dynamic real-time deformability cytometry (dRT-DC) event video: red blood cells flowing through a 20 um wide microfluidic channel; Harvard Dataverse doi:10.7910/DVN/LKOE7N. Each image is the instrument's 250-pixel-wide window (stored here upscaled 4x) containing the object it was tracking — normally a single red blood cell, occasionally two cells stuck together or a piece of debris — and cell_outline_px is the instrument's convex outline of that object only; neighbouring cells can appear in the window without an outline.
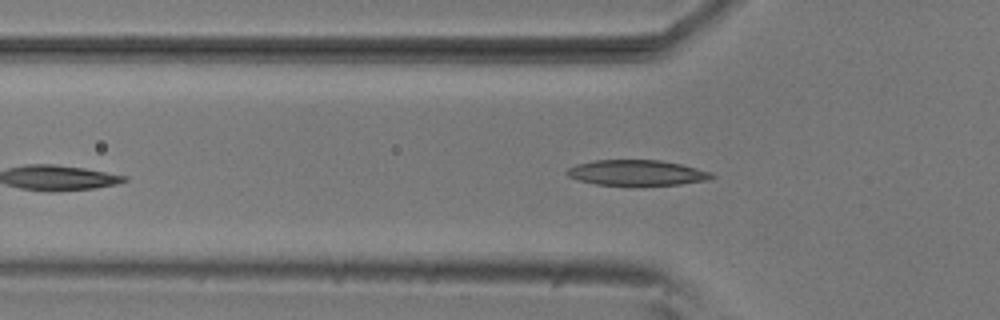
{"species": "common noctule bat (a hibernating species)", "species_latin": "Nyctalus noctula", "temperature_condition": "room temperature", "stored_images_in_passage": 37, "camera_frame_rate_fps": 3000, "um_per_image_px": 0.085, "animal": {"sex": "male", "body_mass_g": 20.5, "forearm_length_mm": 52.5}, "frame": {"image": 1, "passage_image": 8, "time_ms": 2.333, "image_size_px": [1000, 320], "cell_outline_px": [[716, 176], [708, 180], [680, 184], [596, 184], [580, 180], [568, 176], [564, 172], [568, 168], [576, 164], [596, 160], [660, 160], [680, 164], [712, 172]], "centroid_in_image_um": [54.13, 14.66], "position_along_channel_um": 71.7, "area_um2": 21.1}}
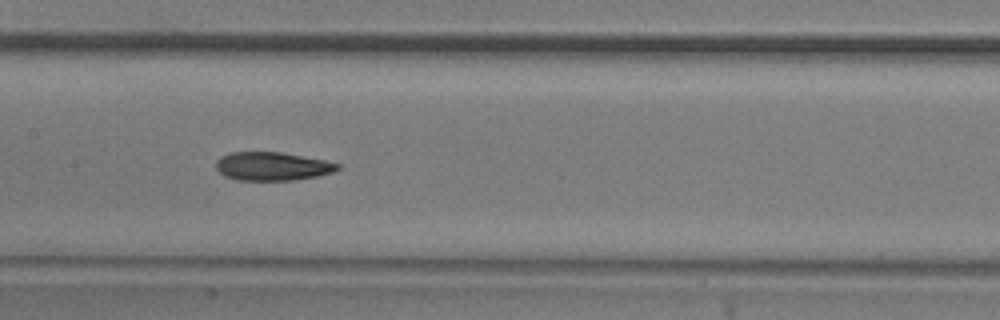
{"frame": {"image": 2, "passage_image": 17, "time_ms": 5.333, "image_size_px": [1000, 320], "cell_outline_px": [[340, 168], [332, 172], [320, 176], [292, 180], [236, 180], [224, 176], [216, 168], [216, 160], [220, 156], [232, 152], [280, 152], [324, 160], [340, 164]], "centroid_in_image_um": [23.13, 14.14], "position_along_channel_um": 184.3, "area_um2": 20.17}}
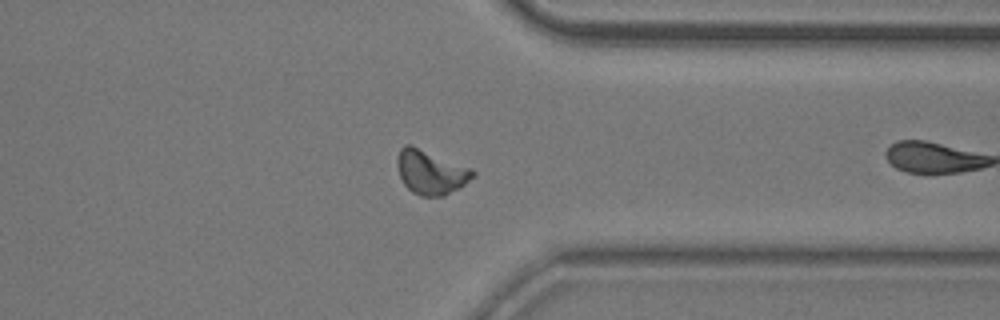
{"frame": {"image": 3, "passage_image": 29, "time_ms": 9.333, "image_size_px": [1000, 320], "cell_outline_px": [[476, 176], [460, 188], [444, 196], [420, 196], [412, 192], [404, 184], [400, 176], [396, 164], [396, 156], [400, 148], [404, 144], [412, 144], [472, 168], [476, 172]], "centroid_in_image_um": [36.62, 14.61], "position_along_channel_um": 374.8, "area_um2": 19.94}, "authors_computed_cell_mechanics": {"area_um2": 19.9988, "velocity_mm_per_s": 3.7111, "shape_relaxation_time_tau1_ms": 4.2939, "shape_relaxation_time_tau2_ms": 4.6042, "deformation_change_tau1": 0.1614, "deformation_change_tau2": 0.1103}}